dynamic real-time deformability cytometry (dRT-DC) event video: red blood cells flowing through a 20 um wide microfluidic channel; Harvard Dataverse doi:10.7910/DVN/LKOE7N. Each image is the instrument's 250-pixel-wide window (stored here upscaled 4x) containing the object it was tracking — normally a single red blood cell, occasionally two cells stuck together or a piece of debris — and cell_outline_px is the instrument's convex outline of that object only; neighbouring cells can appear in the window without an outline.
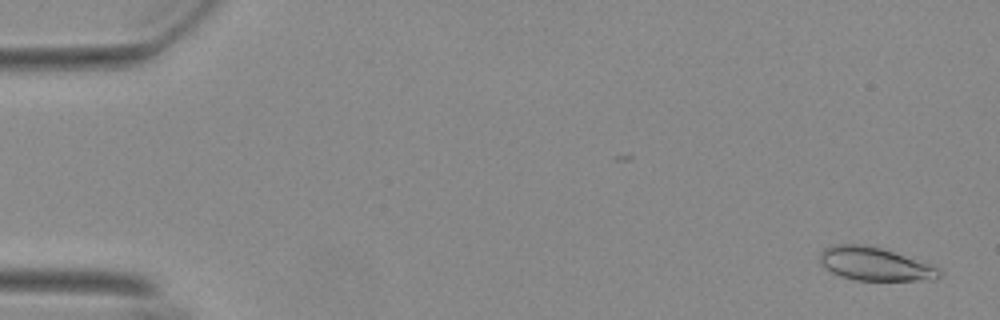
{"species": "Egyptian fruit bat (a non-hibernating species)", "species_latin": "Rousettus aegyptiacus", "temperature_condition": "warm", "stored_images_in_passage": 10, "camera_frame_rate_fps": 3000, "um_per_image_px": 0.085, "animal": {"sex": "female"}, "frame": {"image": 1, "passage_image": 10, "time_ms": 3.0, "image_size_px": [1000, 320], "cell_outline_px": [[940, 276], [936, 280], [856, 280], [840, 276], [832, 272], [820, 260], [820, 252], [824, 248], [832, 244], [860, 244], [880, 248], [940, 268]], "centroid_in_image_um": [74.35, 22.44], "position_along_channel_um": 10.7, "area_um2": 22.72}}